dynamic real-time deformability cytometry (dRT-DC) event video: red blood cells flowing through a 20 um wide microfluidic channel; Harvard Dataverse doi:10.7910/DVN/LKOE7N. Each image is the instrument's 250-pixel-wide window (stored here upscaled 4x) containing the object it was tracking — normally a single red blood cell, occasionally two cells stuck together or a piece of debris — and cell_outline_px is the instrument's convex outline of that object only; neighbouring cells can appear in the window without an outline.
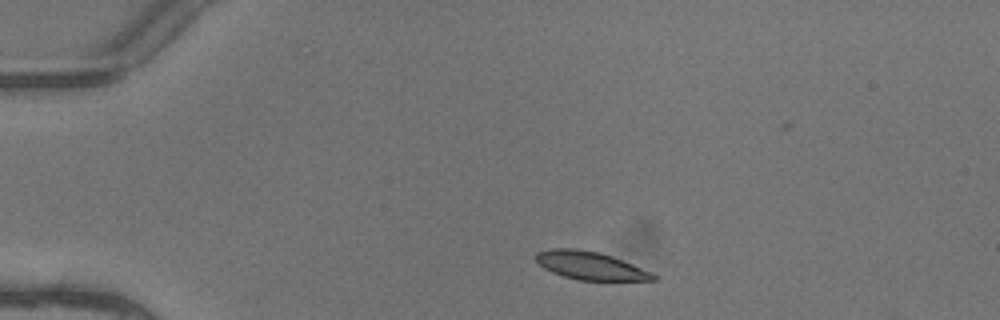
{"species": "common noctule bat (a hibernating species)", "species_latin": "Nyctalus noctula", "temperature_condition": "warm", "stored_images_in_passage": 3, "camera_frame_rate_fps": 3000, "um_per_image_px": 0.085, "animal": {"sex": "female"}, "frame": {"image": 1, "passage_image": 1, "time_ms": 0.0, "image_size_px": [1000, 320], "cell_outline_px": [[660, 280], [580, 280], [564, 276], [552, 272], [544, 268], [536, 260], [536, 252], [548, 248], [572, 248], [600, 252], [612, 256], [652, 272]], "centroid_in_image_um": [50.17, 22.57], "position_along_channel_um": 34.8, "area_um2": 19.07}}
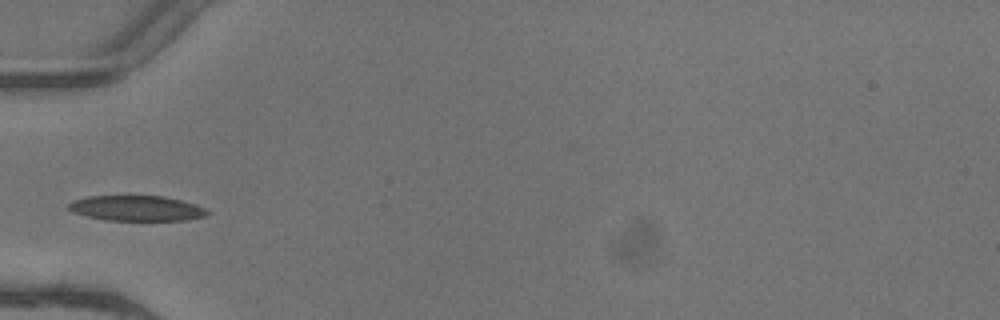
{"frame": {"image": 2, "passage_image": 3, "time_ms": 0.667, "image_size_px": [1000, 320], "cell_outline_px": [[212, 212], [208, 216], [188, 220], [108, 220], [88, 216], [72, 212], [68, 208], [68, 204], [72, 200], [88, 196], [164, 196], [180, 200], [204, 208]], "centroid_in_image_um": [11.63, 17.7], "position_along_channel_um": 73.4, "area_um2": 20.4}}